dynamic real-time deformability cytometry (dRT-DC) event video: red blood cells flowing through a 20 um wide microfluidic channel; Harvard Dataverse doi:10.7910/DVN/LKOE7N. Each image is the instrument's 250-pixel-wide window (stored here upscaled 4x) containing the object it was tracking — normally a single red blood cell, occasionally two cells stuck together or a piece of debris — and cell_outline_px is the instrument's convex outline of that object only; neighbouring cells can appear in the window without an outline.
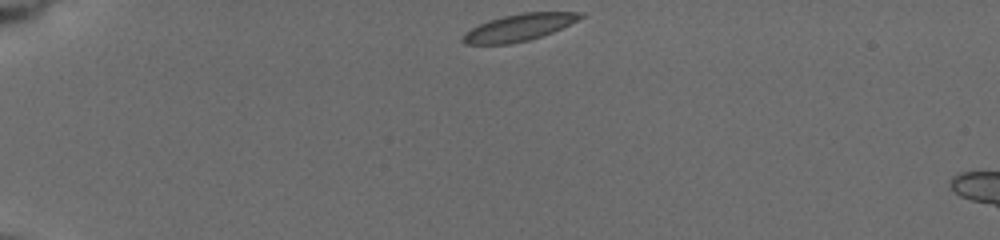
{"species": "common noctule bat (a hibernating species)", "species_latin": "Nyctalus noctula", "temperature_condition": "cold", "stored_images_in_passage": 7, "camera_frame_rate_fps": 3000, "um_per_image_px": 0.085, "animal": {"sex": "female", "body_mass_g": 19.5, "forearm_length_mm": 54.1}, "frame": {"image": 1, "passage_image": 1, "time_ms": 0.0, "image_size_px": [1000, 240], "cell_outline_px": [[584, 16], [552, 32], [528, 40], [508, 44], [464, 44], [460, 40], [460, 36], [464, 32], [488, 20], [504, 16], [524, 12], [584, 12]], "centroid_in_image_um": [44.04, 2.34], "position_along_channel_um": 41.0, "area_um2": 18.26}}